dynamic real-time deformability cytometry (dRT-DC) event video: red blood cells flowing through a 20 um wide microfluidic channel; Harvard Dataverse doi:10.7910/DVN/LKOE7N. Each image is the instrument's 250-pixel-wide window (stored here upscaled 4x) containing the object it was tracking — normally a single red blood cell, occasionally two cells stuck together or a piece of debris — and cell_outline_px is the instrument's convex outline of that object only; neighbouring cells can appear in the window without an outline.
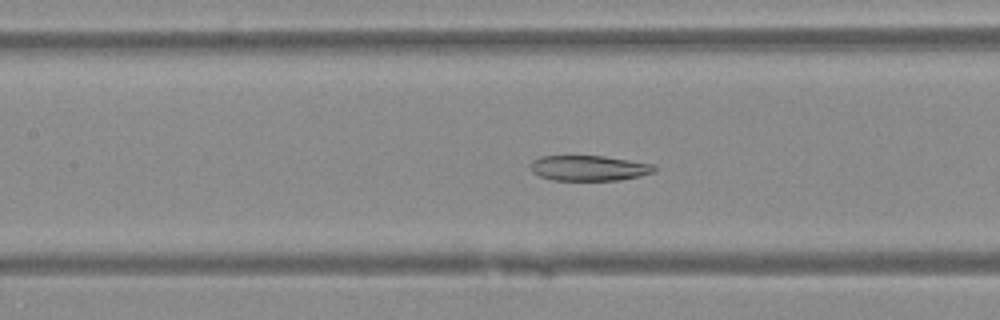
{"species": "Egyptian fruit bat (a non-hibernating species)", "species_latin": "Rousettus aegyptiacus", "temperature_condition": "warm", "stored_images_in_passage": 49, "camera_frame_rate_fps": 3000, "um_per_image_px": 0.085, "animal": {"sex": "female"}, "frame": {"image": 1, "passage_image": 22, "time_ms": 7.0, "image_size_px": [1000, 320], "cell_outline_px": [[656, 172], [640, 176], [620, 180], [552, 180], [540, 176], [532, 172], [532, 160], [540, 156], [604, 156], [656, 164]], "centroid_in_image_um": [50.12, 14.28], "position_along_channel_um": 157.3, "area_um2": 18.38}}
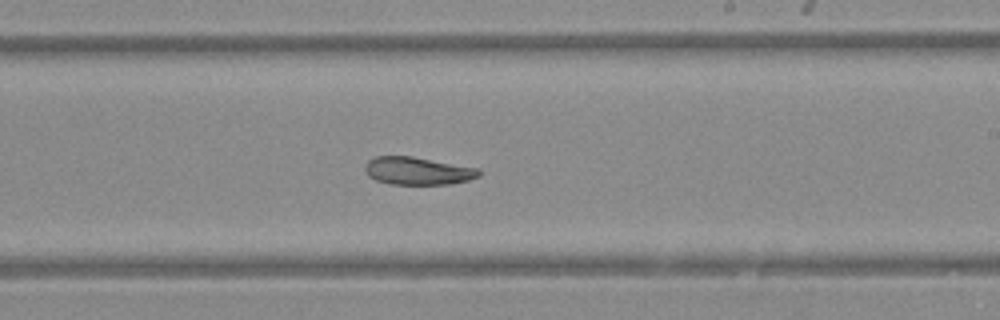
{"frame": {"image": 2, "passage_image": 29, "time_ms": 9.333, "image_size_px": [1000, 320], "cell_outline_px": [[480, 176], [468, 180], [448, 184], [388, 184], [376, 180], [368, 176], [364, 168], [368, 160], [376, 156], [412, 156], [480, 168]], "centroid_in_image_um": [35.5, 14.52], "position_along_channel_um": 253.5, "area_um2": 18.5}}
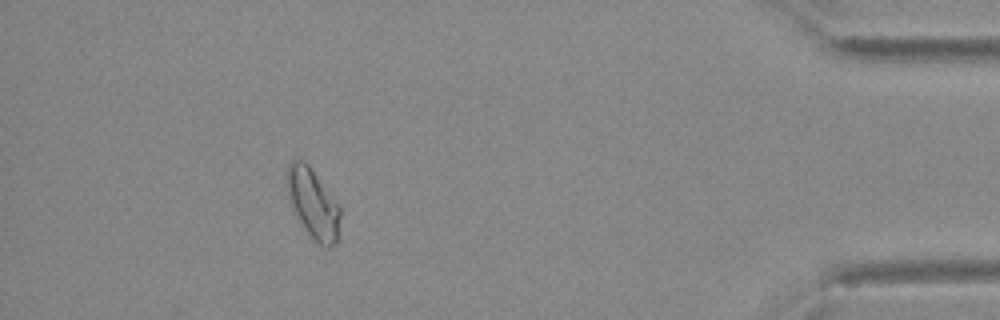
{"frame": {"image": 3, "passage_image": 44, "time_ms": 14.333, "image_size_px": [1000, 320], "cell_outline_px": [[340, 236], [336, 244], [328, 248], [324, 248], [304, 228], [292, 208], [288, 200], [288, 164], [292, 160], [304, 160], [308, 164], [340, 204]], "centroid_in_image_um": [26.66, 17.33], "position_along_channel_um": 408.5, "area_um2": 21.73}}